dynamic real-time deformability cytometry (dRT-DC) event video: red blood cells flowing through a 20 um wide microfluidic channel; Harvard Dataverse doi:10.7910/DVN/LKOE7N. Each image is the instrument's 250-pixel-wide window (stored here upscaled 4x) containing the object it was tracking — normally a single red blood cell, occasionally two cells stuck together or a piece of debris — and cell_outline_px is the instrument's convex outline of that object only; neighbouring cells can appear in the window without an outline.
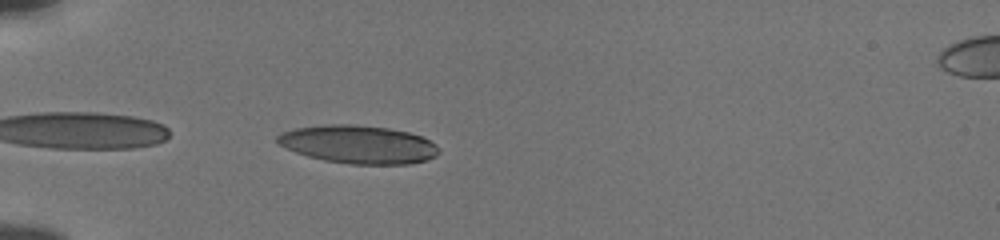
{"species": "human", "species_latin": "Homo sapiens", "temperature_condition": "cold", "stored_images_in_passage": 39, "camera_frame_rate_fps": 3000, "um_per_image_px": 0.085, "donor": {"sex": "male"}, "frame": {"image": 1, "passage_image": 2, "time_ms": 0.333, "image_size_px": [1000, 240], "cell_outline_px": [[440, 152], [436, 156], [428, 160], [408, 164], [352, 164], [324, 160], [308, 156], [296, 152], [280, 144], [276, 140], [276, 136], [284, 132], [296, 128], [324, 124], [352, 124], [388, 128], [408, 132], [420, 136], [436, 144], [440, 148]], "centroid_in_image_um": [30.5, 12.27], "position_along_channel_um": 54.5, "area_um2": 35.78}}
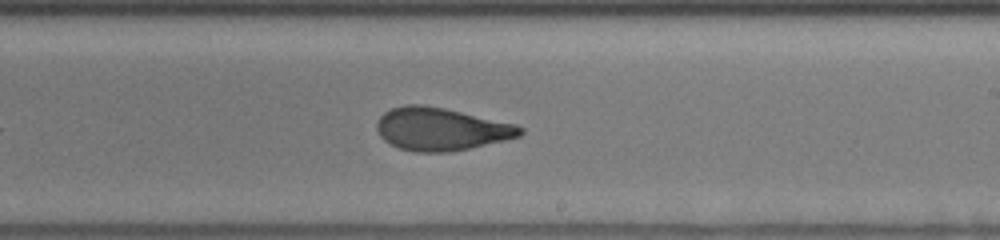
{"frame": {"image": 2, "passage_image": 19, "time_ms": 6.0, "image_size_px": [1000, 240], "cell_outline_px": [[524, 132], [520, 136], [504, 140], [468, 148], [448, 152], [416, 152], [400, 148], [384, 140], [380, 136], [376, 128], [376, 124], [380, 116], [384, 112], [392, 108], [404, 104], [420, 104], [444, 108], [516, 124], [524, 128]], "centroid_in_image_um": [37.47, 10.96], "position_along_channel_um": 251.5, "area_um2": 35.55}}
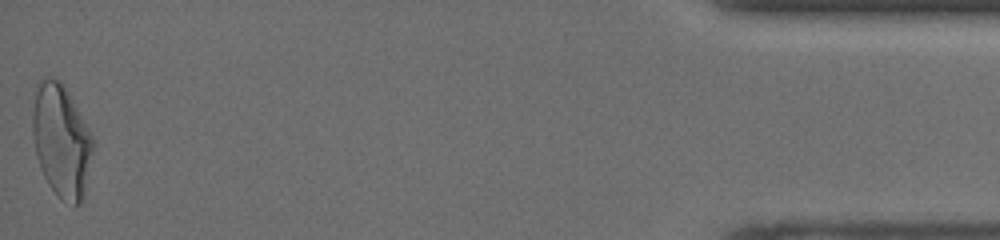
{"frame": {"image": 3, "passage_image": 39, "time_ms": 12.667, "image_size_px": [1000, 240], "cell_outline_px": [[92, 152], [84, 196], [80, 204], [76, 204], [60, 200], [56, 196], [48, 184], [40, 168], [36, 156], [32, 132], [32, 112], [36, 84], [40, 80], [48, 76], [64, 84], [92, 136]], "centroid_in_image_um": [5.18, 11.97], "position_along_channel_um": 430.0, "area_um2": 39.59}, "authors_computed_cell_mechanics": {"area_um2": 35.6626, "velocity_mm_per_s": 3.8465, "shape_relaxation_time_tau1_ms": 5.2682, "shape_relaxation_time_tau2_ms": 1.4311, "deformation_change_tau1": 0.1847, "deformation_change_tau2": 0.0917}}